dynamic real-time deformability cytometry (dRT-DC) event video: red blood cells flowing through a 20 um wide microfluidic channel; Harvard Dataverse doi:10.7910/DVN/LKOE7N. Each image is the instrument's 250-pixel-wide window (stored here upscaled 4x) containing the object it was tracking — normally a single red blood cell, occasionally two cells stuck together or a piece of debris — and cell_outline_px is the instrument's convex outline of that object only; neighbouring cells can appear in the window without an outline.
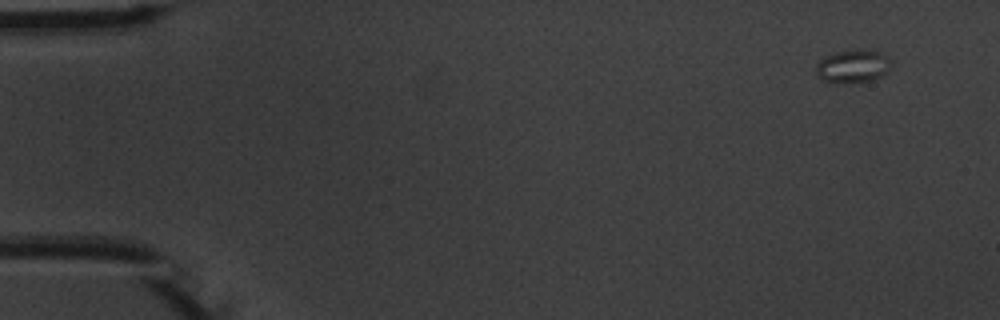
{"species": "common noctule bat (a hibernating species)", "species_latin": "Nyctalus noctula", "temperature_condition": "warm", "stored_images_in_passage": 8, "camera_frame_rate_fps": 3000, "um_per_image_px": 0.085, "animal": {"sex": "male", "body_mass_g": 20.1, "forearm_length_mm": 53.5}, "frame": {"image": 1, "passage_image": 1, "time_ms": 0.0, "image_size_px": [1000, 320], "cell_outline_px": [[892, 64], [888, 72], [872, 80], [848, 84], [832, 84], [820, 80], [816, 76], [816, 64], [820, 60], [828, 56], [840, 52], [872, 48], [888, 56], [892, 60]], "centroid_in_image_um": [72.51, 5.67], "position_along_channel_um": 12.5, "area_um2": 14.97}}